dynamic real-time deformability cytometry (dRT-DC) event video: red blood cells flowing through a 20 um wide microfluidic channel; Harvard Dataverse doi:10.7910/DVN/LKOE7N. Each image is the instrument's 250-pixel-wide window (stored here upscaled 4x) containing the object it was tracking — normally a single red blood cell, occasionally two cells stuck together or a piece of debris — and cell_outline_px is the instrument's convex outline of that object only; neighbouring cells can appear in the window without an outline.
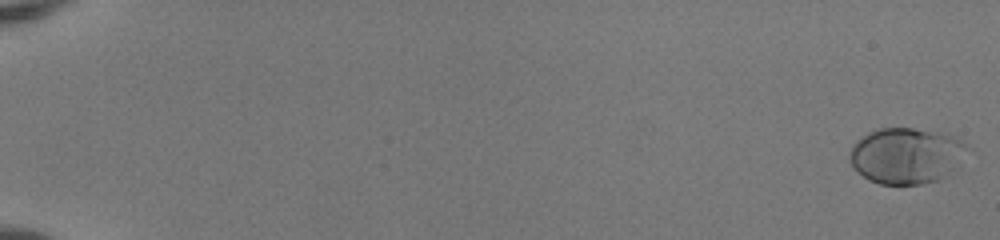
{"species": "human", "species_latin": "Homo sapiens", "temperature_condition": "room temperature", "stored_images_in_passage": 53, "camera_frame_rate_fps": 3000, "um_per_image_px": 0.085, "donor": {"sex": "female"}, "frame": {"image": 1, "passage_image": 1, "time_ms": 0.0, "image_size_px": [1000, 240], "cell_outline_px": [[972, 148], [948, 172], [936, 180], [920, 184], [880, 184], [868, 180], [852, 164], [848, 156], [848, 152], [852, 144], [856, 140], [868, 132], [880, 128], [912, 128], [936, 132], [956, 136]], "centroid_in_image_um": [77.01, 13.2], "position_along_channel_um": 8.0, "area_um2": 38.15}}
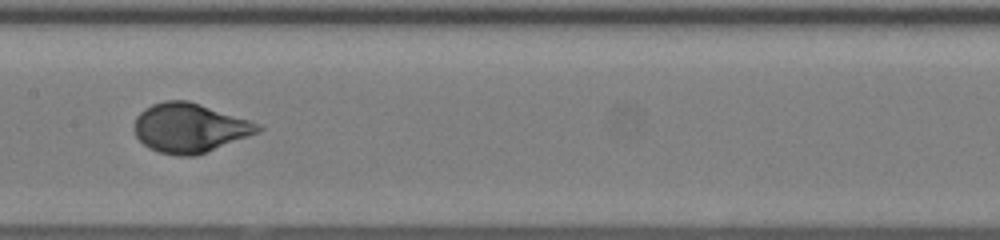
{"frame": {"image": 2, "passage_image": 30, "time_ms": 9.667, "image_size_px": [1000, 240], "cell_outline_px": [[264, 128], [260, 132], [196, 156], [180, 156], [160, 152], [148, 148], [136, 136], [132, 128], [132, 124], [136, 116], [144, 108], [152, 104], [164, 100], [188, 100], [260, 124]], "centroid_in_image_um": [16.09, 10.87], "position_along_channel_um": 191.3, "area_um2": 35.6}}
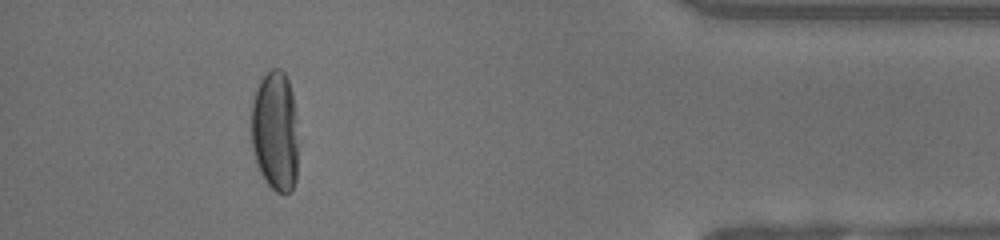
{"frame": {"image": 3, "passage_image": 49, "time_ms": 16.0, "image_size_px": [1000, 240], "cell_outline_px": [[296, 180], [292, 188], [288, 192], [276, 192], [268, 184], [260, 172], [252, 148], [252, 100], [256, 88], [260, 80], [272, 68], [280, 68], [284, 72], [288, 80], [292, 92], [296, 116]], "centroid_in_image_um": [23.38, 11.11], "position_along_channel_um": 411.8, "area_um2": 32.66}, "authors_computed_cell_mechanics": {"area_um2": 35.4314, "velocity_mm_per_s": 4.0896, "shape_relaxation_time_tau1_ms": 3.0256, "shape_relaxation_time_tau2_ms": null, "deformation_change_tau1": 0.183, "deformation_change_tau2": null}}